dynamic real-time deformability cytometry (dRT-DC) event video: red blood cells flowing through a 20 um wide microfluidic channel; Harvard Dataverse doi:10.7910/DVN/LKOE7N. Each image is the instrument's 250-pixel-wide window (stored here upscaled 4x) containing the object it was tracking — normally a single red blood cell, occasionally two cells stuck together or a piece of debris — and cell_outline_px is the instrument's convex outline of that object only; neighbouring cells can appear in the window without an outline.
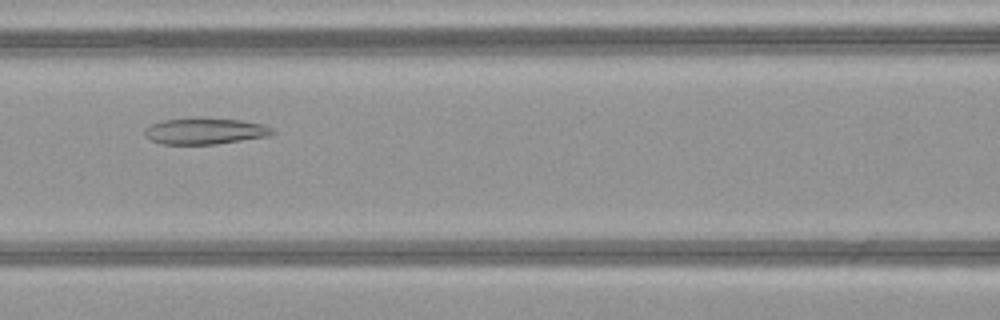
{"species": "common noctule bat (a hibernating species)", "species_latin": "Nyctalus noctula", "temperature_condition": "warm", "stored_images_in_passage": 48, "camera_frame_rate_fps": 3000, "um_per_image_px": 0.085, "animal": {"sex": "female", "body_mass_g": 21.9}, "frame": {"image": 1, "passage_image": 21, "time_ms": 6.667, "image_size_px": [1000, 320], "cell_outline_px": [[276, 132], [268, 136], [216, 144], [164, 144], [152, 140], [144, 132], [144, 128], [152, 124], [164, 120], [200, 116], [244, 120], [260, 124], [272, 128]], "centroid_in_image_um": [17.44, 11.11], "position_along_channel_um": 149.2, "area_um2": 19.77}}
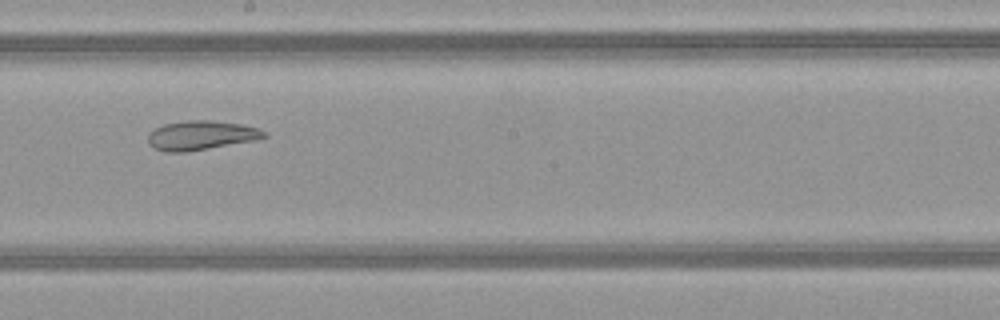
{"frame": {"image": 2, "passage_image": 27, "time_ms": 8.667, "image_size_px": [1000, 320], "cell_outline_px": [[268, 136], [256, 140], [184, 152], [164, 152], [152, 148], [148, 144], [148, 132], [164, 124], [188, 120], [212, 120], [240, 124], [256, 128], [264, 132]], "centroid_in_image_um": [17.03, 11.51], "position_along_channel_um": 231.2, "area_um2": 19.71}}
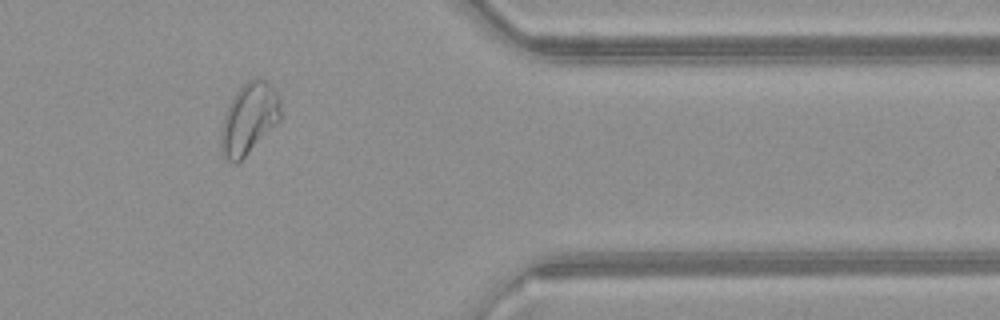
{"frame": {"image": 3, "passage_image": 40, "time_ms": 13.0, "image_size_px": [1000, 320], "cell_outline_px": [[280, 120], [236, 164], [232, 164], [220, 152], [220, 128], [228, 104], [236, 92], [248, 80], [256, 76], [260, 76], [272, 84], [280, 100]], "centroid_in_image_um": [21.14, 10.05], "position_along_channel_um": 390.3, "area_um2": 24.8}, "authors_computed_cell_mechanics": {"area_um2": 24.8251, "velocity_mm_per_s": 4.1128, "shape_relaxation_time_tau1_ms": null, "shape_relaxation_time_tau2_ms": 10.795, "deformation_change_tau1": null, "deformation_change_tau2": 0.1496}}